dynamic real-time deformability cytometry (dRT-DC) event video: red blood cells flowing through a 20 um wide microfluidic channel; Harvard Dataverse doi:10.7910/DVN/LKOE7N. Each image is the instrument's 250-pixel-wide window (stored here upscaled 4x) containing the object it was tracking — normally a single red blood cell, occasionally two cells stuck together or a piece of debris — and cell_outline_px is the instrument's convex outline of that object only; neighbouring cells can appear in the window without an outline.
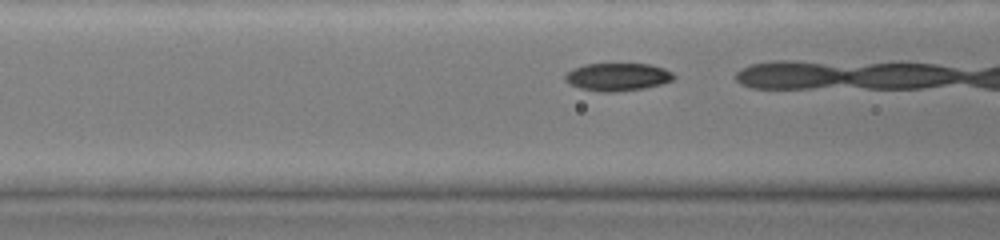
{"species": "common noctule bat (a hibernating species)", "species_latin": "Nyctalus noctula", "temperature_condition": "warm", "stored_images_in_passage": 25, "camera_frame_rate_fps": 3000, "um_per_image_px": 0.085, "animal": {"sex": "female", "body_mass_g": 19.0, "forearm_length_mm": 51.5}, "frame": {"image": 1, "passage_image": 13, "time_ms": 4.0, "image_size_px": [1000, 240], "cell_outline_px": [[676, 76], [672, 80], [660, 84], [644, 88], [616, 92], [604, 92], [580, 88], [564, 80], [564, 76], [572, 68], [584, 64], [648, 64], [664, 68], [672, 72]], "centroid_in_image_um": [52.49, 6.53], "position_along_channel_um": 114.1, "area_um2": 17.51}}
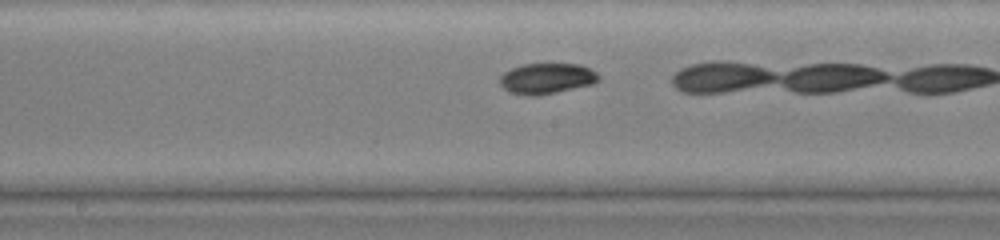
{"frame": {"image": 2, "passage_image": 20, "time_ms": 6.333, "image_size_px": [1000, 240], "cell_outline_px": [[600, 80], [592, 84], [540, 96], [524, 96], [512, 92], [504, 88], [500, 84], [500, 76], [504, 72], [512, 68], [524, 64], [580, 64], [596, 72], [600, 76]], "centroid_in_image_um": [46.48, 6.68], "position_along_channel_um": 201.7, "area_um2": 17.69}}